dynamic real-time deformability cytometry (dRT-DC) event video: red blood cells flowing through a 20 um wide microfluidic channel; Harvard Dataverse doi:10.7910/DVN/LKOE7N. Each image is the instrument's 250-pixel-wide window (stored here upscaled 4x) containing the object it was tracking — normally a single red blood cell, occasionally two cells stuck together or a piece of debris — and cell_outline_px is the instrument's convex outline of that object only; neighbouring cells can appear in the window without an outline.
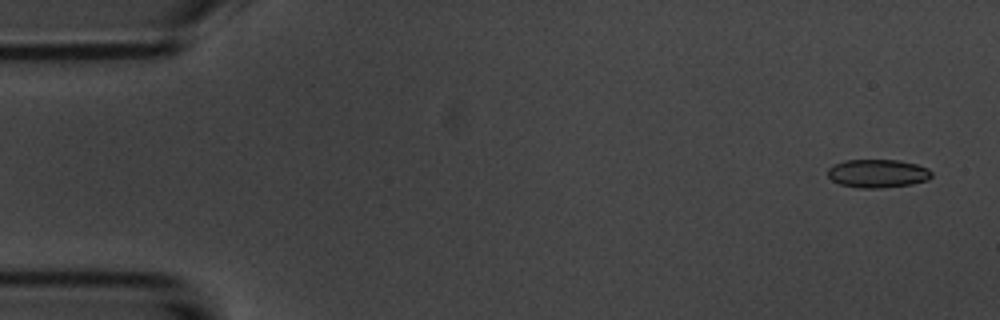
{"species": "common noctule bat (a hibernating species)", "species_latin": "Nyctalus noctula", "temperature_condition": "room temperature", "stored_images_in_passage": 6, "camera_frame_rate_fps": 3000, "um_per_image_px": 0.085, "animal": {"sex": "male", "body_mass_g": 20.1, "forearm_length_mm": 53.5}, "frame": {"image": 1, "passage_image": 1, "time_ms": 0.0, "image_size_px": [1000, 320], "cell_outline_px": [[932, 176], [928, 180], [912, 184], [880, 188], [856, 188], [840, 184], [832, 180], [828, 176], [828, 168], [844, 160], [900, 160], [916, 164], [928, 168], [932, 172]], "centroid_in_image_um": [74.62, 14.75], "position_along_channel_um": 10.4, "area_um2": 17.22}}
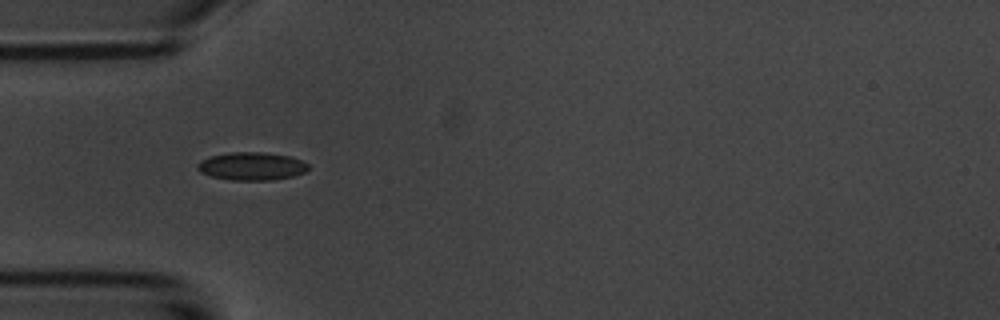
{"frame": {"image": 2, "passage_image": 5, "time_ms": 4.667, "image_size_px": [1000, 320], "cell_outline_px": [[308, 168], [304, 172], [292, 176], [272, 180], [232, 180], [212, 176], [200, 172], [196, 168], [196, 164], [200, 160], [208, 156], [232, 152], [260, 152], [292, 156], [308, 164]], "centroid_in_image_um": [21.35, 14.12], "position_along_channel_um": 63.6, "area_um2": 18.09}}
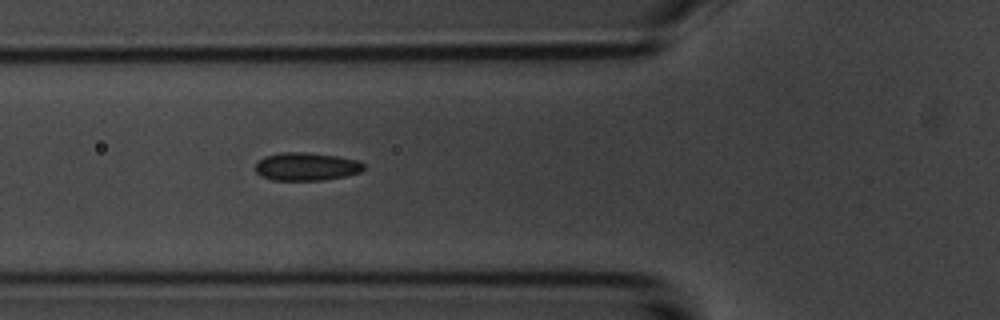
{"frame": {"image": 3, "passage_image": 6, "time_ms": 5.667, "image_size_px": [1000, 320], "cell_outline_px": [[364, 168], [360, 172], [344, 176], [324, 180], [272, 180], [260, 176], [256, 172], [256, 164], [264, 156], [280, 152], [304, 152], [336, 156], [356, 160], [364, 164]], "centroid_in_image_um": [26.01, 14.16], "position_along_channel_um": 99.8, "area_um2": 17.63}}